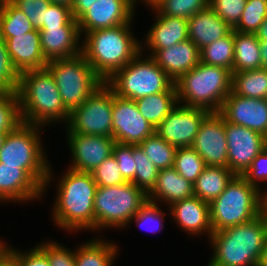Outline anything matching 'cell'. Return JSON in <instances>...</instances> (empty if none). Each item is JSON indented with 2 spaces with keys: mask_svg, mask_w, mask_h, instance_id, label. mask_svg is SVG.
I'll use <instances>...</instances> for the list:
<instances>
[{
  "mask_svg": "<svg viewBox=\"0 0 267 266\" xmlns=\"http://www.w3.org/2000/svg\"><path fill=\"white\" fill-rule=\"evenodd\" d=\"M56 181L51 216L54 225L67 232H94V197L97 185L91 173L70 168Z\"/></svg>",
  "mask_w": 267,
  "mask_h": 266,
  "instance_id": "6da1fadb",
  "label": "cell"
},
{
  "mask_svg": "<svg viewBox=\"0 0 267 266\" xmlns=\"http://www.w3.org/2000/svg\"><path fill=\"white\" fill-rule=\"evenodd\" d=\"M267 240V211L251 221L216 231L208 239L212 257L205 266H258Z\"/></svg>",
  "mask_w": 267,
  "mask_h": 266,
  "instance_id": "7a4b0ae2",
  "label": "cell"
},
{
  "mask_svg": "<svg viewBox=\"0 0 267 266\" xmlns=\"http://www.w3.org/2000/svg\"><path fill=\"white\" fill-rule=\"evenodd\" d=\"M132 25L98 29L82 37V54L104 82L141 52V41L133 35Z\"/></svg>",
  "mask_w": 267,
  "mask_h": 266,
  "instance_id": "3957f363",
  "label": "cell"
},
{
  "mask_svg": "<svg viewBox=\"0 0 267 266\" xmlns=\"http://www.w3.org/2000/svg\"><path fill=\"white\" fill-rule=\"evenodd\" d=\"M17 96L23 123L47 127L52 123L65 124L69 119L70 112L47 68L21 73Z\"/></svg>",
  "mask_w": 267,
  "mask_h": 266,
  "instance_id": "277c9868",
  "label": "cell"
},
{
  "mask_svg": "<svg viewBox=\"0 0 267 266\" xmlns=\"http://www.w3.org/2000/svg\"><path fill=\"white\" fill-rule=\"evenodd\" d=\"M43 128L21 122L8 132L0 148V162L25 169L43 187L45 196L55 175L42 143Z\"/></svg>",
  "mask_w": 267,
  "mask_h": 266,
  "instance_id": "5b68a950",
  "label": "cell"
},
{
  "mask_svg": "<svg viewBox=\"0 0 267 266\" xmlns=\"http://www.w3.org/2000/svg\"><path fill=\"white\" fill-rule=\"evenodd\" d=\"M232 72L200 62L176 82L178 104L219 112L231 92Z\"/></svg>",
  "mask_w": 267,
  "mask_h": 266,
  "instance_id": "8992f818",
  "label": "cell"
},
{
  "mask_svg": "<svg viewBox=\"0 0 267 266\" xmlns=\"http://www.w3.org/2000/svg\"><path fill=\"white\" fill-rule=\"evenodd\" d=\"M209 206L213 232L251 221L264 211L262 192L239 175Z\"/></svg>",
  "mask_w": 267,
  "mask_h": 266,
  "instance_id": "52a82bcc",
  "label": "cell"
},
{
  "mask_svg": "<svg viewBox=\"0 0 267 266\" xmlns=\"http://www.w3.org/2000/svg\"><path fill=\"white\" fill-rule=\"evenodd\" d=\"M137 54L106 83L120 97L137 100L161 92H176L175 82L151 56Z\"/></svg>",
  "mask_w": 267,
  "mask_h": 266,
  "instance_id": "ba28073f",
  "label": "cell"
},
{
  "mask_svg": "<svg viewBox=\"0 0 267 266\" xmlns=\"http://www.w3.org/2000/svg\"><path fill=\"white\" fill-rule=\"evenodd\" d=\"M148 201V195L132 182L98 186L94 197V232L127 229L130 220Z\"/></svg>",
  "mask_w": 267,
  "mask_h": 266,
  "instance_id": "9c48e42d",
  "label": "cell"
},
{
  "mask_svg": "<svg viewBox=\"0 0 267 266\" xmlns=\"http://www.w3.org/2000/svg\"><path fill=\"white\" fill-rule=\"evenodd\" d=\"M46 68L53 76L69 112L83 104L104 83L82 53L72 58L51 60Z\"/></svg>",
  "mask_w": 267,
  "mask_h": 266,
  "instance_id": "30bf717a",
  "label": "cell"
},
{
  "mask_svg": "<svg viewBox=\"0 0 267 266\" xmlns=\"http://www.w3.org/2000/svg\"><path fill=\"white\" fill-rule=\"evenodd\" d=\"M114 90L104 82L83 104L69 113L67 133L113 137Z\"/></svg>",
  "mask_w": 267,
  "mask_h": 266,
  "instance_id": "8fae6325",
  "label": "cell"
},
{
  "mask_svg": "<svg viewBox=\"0 0 267 266\" xmlns=\"http://www.w3.org/2000/svg\"><path fill=\"white\" fill-rule=\"evenodd\" d=\"M115 142L139 145L155 132V128L141 115L134 100L115 94L112 109Z\"/></svg>",
  "mask_w": 267,
  "mask_h": 266,
  "instance_id": "7c38bea8",
  "label": "cell"
},
{
  "mask_svg": "<svg viewBox=\"0 0 267 266\" xmlns=\"http://www.w3.org/2000/svg\"><path fill=\"white\" fill-rule=\"evenodd\" d=\"M209 113L202 108L177 104L156 127L155 132L176 148L191 147L200 125Z\"/></svg>",
  "mask_w": 267,
  "mask_h": 266,
  "instance_id": "4fadbf2b",
  "label": "cell"
},
{
  "mask_svg": "<svg viewBox=\"0 0 267 266\" xmlns=\"http://www.w3.org/2000/svg\"><path fill=\"white\" fill-rule=\"evenodd\" d=\"M228 148V168L241 176L252 160L265 149V136L247 127L231 124L225 120Z\"/></svg>",
  "mask_w": 267,
  "mask_h": 266,
  "instance_id": "5bb4252c",
  "label": "cell"
},
{
  "mask_svg": "<svg viewBox=\"0 0 267 266\" xmlns=\"http://www.w3.org/2000/svg\"><path fill=\"white\" fill-rule=\"evenodd\" d=\"M191 147L206 166L228 167L225 120L219 112H210L204 118Z\"/></svg>",
  "mask_w": 267,
  "mask_h": 266,
  "instance_id": "9a60e30c",
  "label": "cell"
},
{
  "mask_svg": "<svg viewBox=\"0 0 267 266\" xmlns=\"http://www.w3.org/2000/svg\"><path fill=\"white\" fill-rule=\"evenodd\" d=\"M72 160L69 168L79 172H93L112 155L116 143L113 137L65 133Z\"/></svg>",
  "mask_w": 267,
  "mask_h": 266,
  "instance_id": "2e32d148",
  "label": "cell"
},
{
  "mask_svg": "<svg viewBox=\"0 0 267 266\" xmlns=\"http://www.w3.org/2000/svg\"><path fill=\"white\" fill-rule=\"evenodd\" d=\"M136 6L130 0H96L78 20L81 37L98 29L133 23ZM133 19V20H132Z\"/></svg>",
  "mask_w": 267,
  "mask_h": 266,
  "instance_id": "e0dca14e",
  "label": "cell"
},
{
  "mask_svg": "<svg viewBox=\"0 0 267 266\" xmlns=\"http://www.w3.org/2000/svg\"><path fill=\"white\" fill-rule=\"evenodd\" d=\"M219 113L231 124L244 126L267 136V102L265 99L246 98L230 92Z\"/></svg>",
  "mask_w": 267,
  "mask_h": 266,
  "instance_id": "ac0fdd59",
  "label": "cell"
},
{
  "mask_svg": "<svg viewBox=\"0 0 267 266\" xmlns=\"http://www.w3.org/2000/svg\"><path fill=\"white\" fill-rule=\"evenodd\" d=\"M43 196V187L25 170L0 162V204L30 203Z\"/></svg>",
  "mask_w": 267,
  "mask_h": 266,
  "instance_id": "d6986e66",
  "label": "cell"
},
{
  "mask_svg": "<svg viewBox=\"0 0 267 266\" xmlns=\"http://www.w3.org/2000/svg\"><path fill=\"white\" fill-rule=\"evenodd\" d=\"M169 216L179 226L182 231L188 235L195 236H211L213 229L210 220V206L209 203L200 200L193 196L182 201H177L167 207Z\"/></svg>",
  "mask_w": 267,
  "mask_h": 266,
  "instance_id": "ffe728a7",
  "label": "cell"
},
{
  "mask_svg": "<svg viewBox=\"0 0 267 266\" xmlns=\"http://www.w3.org/2000/svg\"><path fill=\"white\" fill-rule=\"evenodd\" d=\"M153 25L145 34L144 41L141 42V51L145 55L151 56L156 50L169 48L180 42L188 40L187 19L158 15L155 13ZM149 52L146 54V51Z\"/></svg>",
  "mask_w": 267,
  "mask_h": 266,
  "instance_id": "44dd1931",
  "label": "cell"
},
{
  "mask_svg": "<svg viewBox=\"0 0 267 266\" xmlns=\"http://www.w3.org/2000/svg\"><path fill=\"white\" fill-rule=\"evenodd\" d=\"M14 67L21 74L25 71L46 68L38 29L4 39Z\"/></svg>",
  "mask_w": 267,
  "mask_h": 266,
  "instance_id": "7402d4cb",
  "label": "cell"
},
{
  "mask_svg": "<svg viewBox=\"0 0 267 266\" xmlns=\"http://www.w3.org/2000/svg\"><path fill=\"white\" fill-rule=\"evenodd\" d=\"M151 57L176 82L200 63V50L188 39L169 48L156 50Z\"/></svg>",
  "mask_w": 267,
  "mask_h": 266,
  "instance_id": "603a6c76",
  "label": "cell"
},
{
  "mask_svg": "<svg viewBox=\"0 0 267 266\" xmlns=\"http://www.w3.org/2000/svg\"><path fill=\"white\" fill-rule=\"evenodd\" d=\"M43 55L47 62L72 58L82 53L79 27H54L40 29Z\"/></svg>",
  "mask_w": 267,
  "mask_h": 266,
  "instance_id": "cb8c5ba5",
  "label": "cell"
},
{
  "mask_svg": "<svg viewBox=\"0 0 267 266\" xmlns=\"http://www.w3.org/2000/svg\"><path fill=\"white\" fill-rule=\"evenodd\" d=\"M187 21L188 38L199 50L227 36L233 30L210 7L197 12Z\"/></svg>",
  "mask_w": 267,
  "mask_h": 266,
  "instance_id": "d4e9b609",
  "label": "cell"
},
{
  "mask_svg": "<svg viewBox=\"0 0 267 266\" xmlns=\"http://www.w3.org/2000/svg\"><path fill=\"white\" fill-rule=\"evenodd\" d=\"M193 196H195L193 184L171 167L159 170L155 187L148 194V201L156 204L162 202L169 207L177 201Z\"/></svg>",
  "mask_w": 267,
  "mask_h": 266,
  "instance_id": "484cf974",
  "label": "cell"
},
{
  "mask_svg": "<svg viewBox=\"0 0 267 266\" xmlns=\"http://www.w3.org/2000/svg\"><path fill=\"white\" fill-rule=\"evenodd\" d=\"M87 243H80L75 249V266H114L119 256L118 244L104 237L91 238ZM118 246V247H117Z\"/></svg>",
  "mask_w": 267,
  "mask_h": 266,
  "instance_id": "4316f807",
  "label": "cell"
},
{
  "mask_svg": "<svg viewBox=\"0 0 267 266\" xmlns=\"http://www.w3.org/2000/svg\"><path fill=\"white\" fill-rule=\"evenodd\" d=\"M236 175L222 166H206L193 184L194 195L204 202L215 200Z\"/></svg>",
  "mask_w": 267,
  "mask_h": 266,
  "instance_id": "83f0119b",
  "label": "cell"
},
{
  "mask_svg": "<svg viewBox=\"0 0 267 266\" xmlns=\"http://www.w3.org/2000/svg\"><path fill=\"white\" fill-rule=\"evenodd\" d=\"M234 62L232 73L262 68L260 41L256 34L233 30Z\"/></svg>",
  "mask_w": 267,
  "mask_h": 266,
  "instance_id": "f1b7e54d",
  "label": "cell"
},
{
  "mask_svg": "<svg viewBox=\"0 0 267 266\" xmlns=\"http://www.w3.org/2000/svg\"><path fill=\"white\" fill-rule=\"evenodd\" d=\"M141 115L156 129L177 106V92H161L135 100Z\"/></svg>",
  "mask_w": 267,
  "mask_h": 266,
  "instance_id": "f546056e",
  "label": "cell"
},
{
  "mask_svg": "<svg viewBox=\"0 0 267 266\" xmlns=\"http://www.w3.org/2000/svg\"><path fill=\"white\" fill-rule=\"evenodd\" d=\"M231 92L246 98L265 99L267 68L232 73Z\"/></svg>",
  "mask_w": 267,
  "mask_h": 266,
  "instance_id": "4dcf8cb0",
  "label": "cell"
},
{
  "mask_svg": "<svg viewBox=\"0 0 267 266\" xmlns=\"http://www.w3.org/2000/svg\"><path fill=\"white\" fill-rule=\"evenodd\" d=\"M34 27L28 17L9 0H0V35L9 39L33 31Z\"/></svg>",
  "mask_w": 267,
  "mask_h": 266,
  "instance_id": "1f68e13d",
  "label": "cell"
},
{
  "mask_svg": "<svg viewBox=\"0 0 267 266\" xmlns=\"http://www.w3.org/2000/svg\"><path fill=\"white\" fill-rule=\"evenodd\" d=\"M200 62L207 65L221 66L231 72L234 62L233 30L200 50Z\"/></svg>",
  "mask_w": 267,
  "mask_h": 266,
  "instance_id": "d6a6232c",
  "label": "cell"
},
{
  "mask_svg": "<svg viewBox=\"0 0 267 266\" xmlns=\"http://www.w3.org/2000/svg\"><path fill=\"white\" fill-rule=\"evenodd\" d=\"M139 146L158 170L174 166L177 148L165 141L156 132L144 139Z\"/></svg>",
  "mask_w": 267,
  "mask_h": 266,
  "instance_id": "836d02e7",
  "label": "cell"
},
{
  "mask_svg": "<svg viewBox=\"0 0 267 266\" xmlns=\"http://www.w3.org/2000/svg\"><path fill=\"white\" fill-rule=\"evenodd\" d=\"M209 7V0H157L149 7L152 13L189 19Z\"/></svg>",
  "mask_w": 267,
  "mask_h": 266,
  "instance_id": "e575fe53",
  "label": "cell"
},
{
  "mask_svg": "<svg viewBox=\"0 0 267 266\" xmlns=\"http://www.w3.org/2000/svg\"><path fill=\"white\" fill-rule=\"evenodd\" d=\"M173 167L179 175L194 184L204 171L206 164L192 147H184L177 148Z\"/></svg>",
  "mask_w": 267,
  "mask_h": 266,
  "instance_id": "d590c367",
  "label": "cell"
},
{
  "mask_svg": "<svg viewBox=\"0 0 267 266\" xmlns=\"http://www.w3.org/2000/svg\"><path fill=\"white\" fill-rule=\"evenodd\" d=\"M133 157L136 172L132 183L148 195L155 187L159 170L139 145H133Z\"/></svg>",
  "mask_w": 267,
  "mask_h": 266,
  "instance_id": "8d00e7d4",
  "label": "cell"
},
{
  "mask_svg": "<svg viewBox=\"0 0 267 266\" xmlns=\"http://www.w3.org/2000/svg\"><path fill=\"white\" fill-rule=\"evenodd\" d=\"M267 17V0H247L235 31L255 34Z\"/></svg>",
  "mask_w": 267,
  "mask_h": 266,
  "instance_id": "74e56055",
  "label": "cell"
},
{
  "mask_svg": "<svg viewBox=\"0 0 267 266\" xmlns=\"http://www.w3.org/2000/svg\"><path fill=\"white\" fill-rule=\"evenodd\" d=\"M165 214L167 213L163 212L160 204L147 201L130 220L129 225L135 222L137 227L142 228L141 230L156 233L164 228Z\"/></svg>",
  "mask_w": 267,
  "mask_h": 266,
  "instance_id": "f35d334b",
  "label": "cell"
},
{
  "mask_svg": "<svg viewBox=\"0 0 267 266\" xmlns=\"http://www.w3.org/2000/svg\"><path fill=\"white\" fill-rule=\"evenodd\" d=\"M21 122L17 94L0 92V132L8 133Z\"/></svg>",
  "mask_w": 267,
  "mask_h": 266,
  "instance_id": "ab89813d",
  "label": "cell"
},
{
  "mask_svg": "<svg viewBox=\"0 0 267 266\" xmlns=\"http://www.w3.org/2000/svg\"><path fill=\"white\" fill-rule=\"evenodd\" d=\"M20 76L10 59L6 42L0 35V92L17 94Z\"/></svg>",
  "mask_w": 267,
  "mask_h": 266,
  "instance_id": "60d3db41",
  "label": "cell"
},
{
  "mask_svg": "<svg viewBox=\"0 0 267 266\" xmlns=\"http://www.w3.org/2000/svg\"><path fill=\"white\" fill-rule=\"evenodd\" d=\"M91 174L97 186H116L128 182L122 176L119 164L113 155L99 164Z\"/></svg>",
  "mask_w": 267,
  "mask_h": 266,
  "instance_id": "b9f144b4",
  "label": "cell"
},
{
  "mask_svg": "<svg viewBox=\"0 0 267 266\" xmlns=\"http://www.w3.org/2000/svg\"><path fill=\"white\" fill-rule=\"evenodd\" d=\"M36 246L47 256L50 266H75V248H68L54 240L42 241Z\"/></svg>",
  "mask_w": 267,
  "mask_h": 266,
  "instance_id": "7bdbcfd3",
  "label": "cell"
},
{
  "mask_svg": "<svg viewBox=\"0 0 267 266\" xmlns=\"http://www.w3.org/2000/svg\"><path fill=\"white\" fill-rule=\"evenodd\" d=\"M247 0H209V7L232 29L238 24Z\"/></svg>",
  "mask_w": 267,
  "mask_h": 266,
  "instance_id": "ee69618b",
  "label": "cell"
},
{
  "mask_svg": "<svg viewBox=\"0 0 267 266\" xmlns=\"http://www.w3.org/2000/svg\"><path fill=\"white\" fill-rule=\"evenodd\" d=\"M31 21L34 29L40 30L45 24V16L51 2L49 0H9Z\"/></svg>",
  "mask_w": 267,
  "mask_h": 266,
  "instance_id": "f6af8a7d",
  "label": "cell"
},
{
  "mask_svg": "<svg viewBox=\"0 0 267 266\" xmlns=\"http://www.w3.org/2000/svg\"><path fill=\"white\" fill-rule=\"evenodd\" d=\"M54 27H79L77 20L72 17L70 6L56 3L49 5L45 16V24L40 29Z\"/></svg>",
  "mask_w": 267,
  "mask_h": 266,
  "instance_id": "bcb514c9",
  "label": "cell"
},
{
  "mask_svg": "<svg viewBox=\"0 0 267 266\" xmlns=\"http://www.w3.org/2000/svg\"><path fill=\"white\" fill-rule=\"evenodd\" d=\"M250 185L260 192L261 186L267 187V150L263 149L253 160L250 167L241 175ZM262 182V183H261ZM265 182V183H264ZM262 184V185H261Z\"/></svg>",
  "mask_w": 267,
  "mask_h": 266,
  "instance_id": "7dc6e473",
  "label": "cell"
},
{
  "mask_svg": "<svg viewBox=\"0 0 267 266\" xmlns=\"http://www.w3.org/2000/svg\"><path fill=\"white\" fill-rule=\"evenodd\" d=\"M112 155L119 164L122 176L132 182L135 178V159L133 157V145L115 143Z\"/></svg>",
  "mask_w": 267,
  "mask_h": 266,
  "instance_id": "c3c4849f",
  "label": "cell"
},
{
  "mask_svg": "<svg viewBox=\"0 0 267 266\" xmlns=\"http://www.w3.org/2000/svg\"><path fill=\"white\" fill-rule=\"evenodd\" d=\"M9 249L16 256L17 266H50L47 256L37 246L25 252L10 245Z\"/></svg>",
  "mask_w": 267,
  "mask_h": 266,
  "instance_id": "681fc988",
  "label": "cell"
},
{
  "mask_svg": "<svg viewBox=\"0 0 267 266\" xmlns=\"http://www.w3.org/2000/svg\"><path fill=\"white\" fill-rule=\"evenodd\" d=\"M96 0H73L71 8L72 17L78 20L86 11L90 9V5Z\"/></svg>",
  "mask_w": 267,
  "mask_h": 266,
  "instance_id": "f907efd6",
  "label": "cell"
},
{
  "mask_svg": "<svg viewBox=\"0 0 267 266\" xmlns=\"http://www.w3.org/2000/svg\"><path fill=\"white\" fill-rule=\"evenodd\" d=\"M0 266H17L16 256L9 248L0 256Z\"/></svg>",
  "mask_w": 267,
  "mask_h": 266,
  "instance_id": "816d5d0a",
  "label": "cell"
},
{
  "mask_svg": "<svg viewBox=\"0 0 267 266\" xmlns=\"http://www.w3.org/2000/svg\"><path fill=\"white\" fill-rule=\"evenodd\" d=\"M259 41L267 42V17L260 25L258 31L255 33Z\"/></svg>",
  "mask_w": 267,
  "mask_h": 266,
  "instance_id": "f5cc1de1",
  "label": "cell"
},
{
  "mask_svg": "<svg viewBox=\"0 0 267 266\" xmlns=\"http://www.w3.org/2000/svg\"><path fill=\"white\" fill-rule=\"evenodd\" d=\"M260 54L262 60V68H267V42L260 41Z\"/></svg>",
  "mask_w": 267,
  "mask_h": 266,
  "instance_id": "db71d44e",
  "label": "cell"
},
{
  "mask_svg": "<svg viewBox=\"0 0 267 266\" xmlns=\"http://www.w3.org/2000/svg\"><path fill=\"white\" fill-rule=\"evenodd\" d=\"M258 266H267V240L265 242V246L263 248L262 256L260 258Z\"/></svg>",
  "mask_w": 267,
  "mask_h": 266,
  "instance_id": "11a10c76",
  "label": "cell"
},
{
  "mask_svg": "<svg viewBox=\"0 0 267 266\" xmlns=\"http://www.w3.org/2000/svg\"><path fill=\"white\" fill-rule=\"evenodd\" d=\"M49 2L71 6L73 3V0H49Z\"/></svg>",
  "mask_w": 267,
  "mask_h": 266,
  "instance_id": "9f6ffc18",
  "label": "cell"
},
{
  "mask_svg": "<svg viewBox=\"0 0 267 266\" xmlns=\"http://www.w3.org/2000/svg\"><path fill=\"white\" fill-rule=\"evenodd\" d=\"M262 205H263L264 210L267 211V187L262 192Z\"/></svg>",
  "mask_w": 267,
  "mask_h": 266,
  "instance_id": "6f0895ef",
  "label": "cell"
},
{
  "mask_svg": "<svg viewBox=\"0 0 267 266\" xmlns=\"http://www.w3.org/2000/svg\"><path fill=\"white\" fill-rule=\"evenodd\" d=\"M2 240V238L0 239V256L3 255V253L9 248L8 243L6 245V242Z\"/></svg>",
  "mask_w": 267,
  "mask_h": 266,
  "instance_id": "680465c9",
  "label": "cell"
},
{
  "mask_svg": "<svg viewBox=\"0 0 267 266\" xmlns=\"http://www.w3.org/2000/svg\"><path fill=\"white\" fill-rule=\"evenodd\" d=\"M157 0H143V3L147 6L150 7L152 6Z\"/></svg>",
  "mask_w": 267,
  "mask_h": 266,
  "instance_id": "91938a15",
  "label": "cell"
},
{
  "mask_svg": "<svg viewBox=\"0 0 267 266\" xmlns=\"http://www.w3.org/2000/svg\"><path fill=\"white\" fill-rule=\"evenodd\" d=\"M7 133L5 132H0V148L2 147L3 141L6 137Z\"/></svg>",
  "mask_w": 267,
  "mask_h": 266,
  "instance_id": "94428289",
  "label": "cell"
},
{
  "mask_svg": "<svg viewBox=\"0 0 267 266\" xmlns=\"http://www.w3.org/2000/svg\"><path fill=\"white\" fill-rule=\"evenodd\" d=\"M136 7H137V3H138V1L140 2V1H142L143 2V0H130Z\"/></svg>",
  "mask_w": 267,
  "mask_h": 266,
  "instance_id": "6125c7cd",
  "label": "cell"
},
{
  "mask_svg": "<svg viewBox=\"0 0 267 266\" xmlns=\"http://www.w3.org/2000/svg\"><path fill=\"white\" fill-rule=\"evenodd\" d=\"M265 149L267 150V136H265Z\"/></svg>",
  "mask_w": 267,
  "mask_h": 266,
  "instance_id": "be15d7a7",
  "label": "cell"
}]
</instances>
